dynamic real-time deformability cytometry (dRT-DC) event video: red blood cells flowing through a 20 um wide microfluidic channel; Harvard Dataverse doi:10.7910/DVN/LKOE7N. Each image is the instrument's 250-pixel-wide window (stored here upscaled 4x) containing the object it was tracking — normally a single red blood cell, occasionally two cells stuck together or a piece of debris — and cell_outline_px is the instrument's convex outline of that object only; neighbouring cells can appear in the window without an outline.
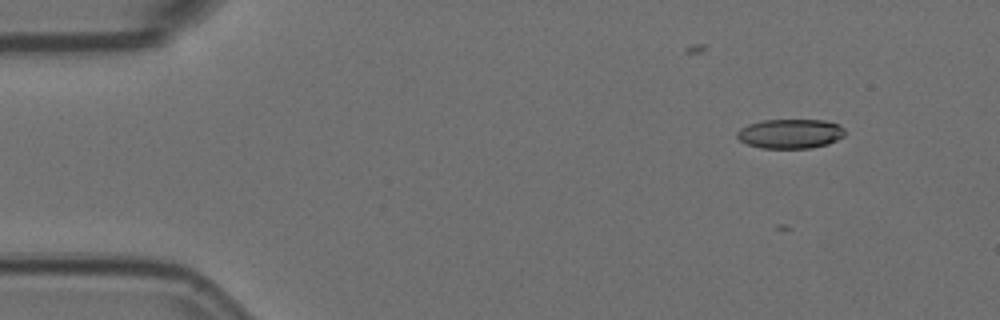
{"species": "Egyptian fruit bat (a non-hibernating species)", "species_latin": "Rousettus aegyptiacus", "temperature_condition": "room temperature", "stored_images_in_passage": 53, "camera_frame_rate_fps": 3000, "um_per_image_px": 0.085, "animal": {"sex": "female"}, "frame": {"image": 1, "passage_image": 2, "time_ms": 0.333, "image_size_px": [1000, 320], "cell_outline_px": [[848, 132], [844, 136], [828, 144], [812, 148], [760, 148], [748, 144], [740, 140], [736, 136], [736, 132], [740, 128], [748, 124], [764, 120], [824, 120], [840, 124]], "centroid_in_image_um": [67.21, 11.36], "position_along_channel_um": 17.8, "area_um2": 18.73}}
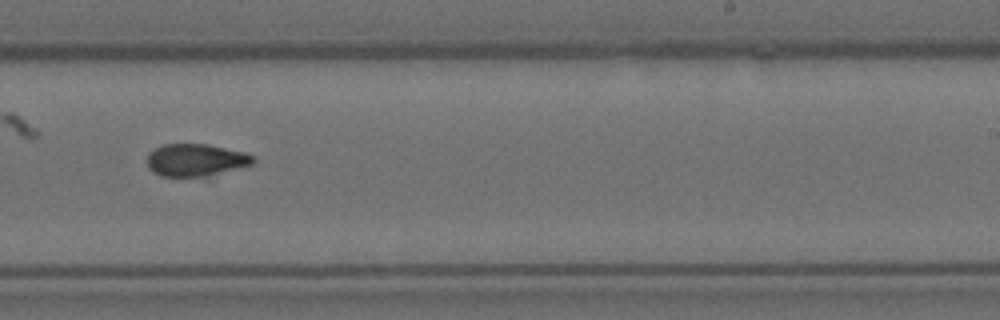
{"frame": {"image": 2, "passage_image": 31, "time_ms": 10.0, "image_size_px": [1000, 320], "cell_outline_px": [[256, 160], [252, 164], [208, 180], [160, 176], [152, 172], [148, 168], [148, 152], [164, 144], [208, 144], [244, 152], [256, 156]], "centroid_in_image_um": [16.7, 13.68], "position_along_channel_um": 272.3, "area_um2": 21.33}}
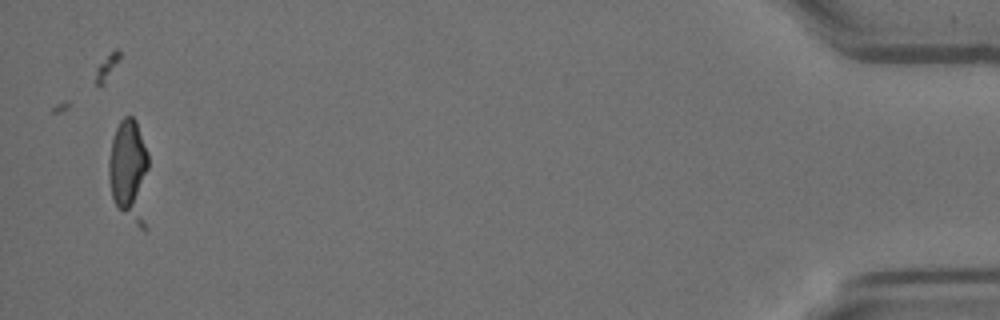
{"frame": {"image": 3, "passage_image": 51, "time_ms": 16.667, "image_size_px": [1000, 320], "cell_outline_px": [[148, 232], [144, 232], [116, 204], [112, 196], [108, 180], [108, 160], [112, 140], [116, 128], [120, 120], [124, 116], [132, 116], [136, 120], [148, 152]], "centroid_in_image_um": [11.03, 14.59], "position_along_channel_um": 424.2, "area_um2": 24.91}}